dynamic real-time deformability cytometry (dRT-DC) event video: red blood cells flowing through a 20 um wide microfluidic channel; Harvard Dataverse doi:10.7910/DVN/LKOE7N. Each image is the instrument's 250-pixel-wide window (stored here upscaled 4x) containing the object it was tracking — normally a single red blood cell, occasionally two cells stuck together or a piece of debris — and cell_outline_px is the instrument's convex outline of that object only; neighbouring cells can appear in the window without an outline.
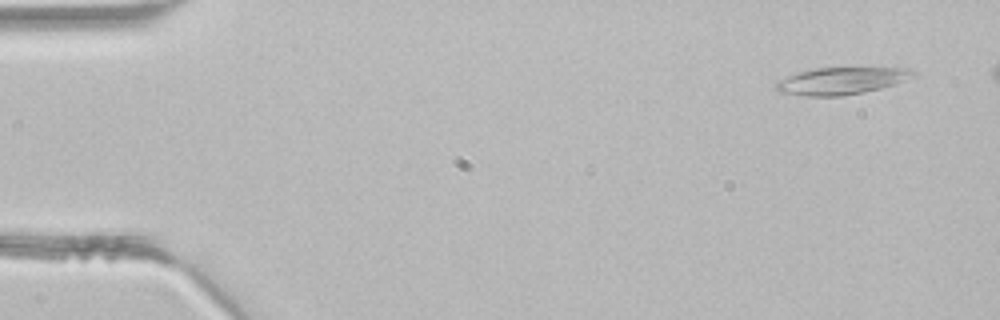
{"species": "common noctule bat (a hibernating species)", "species_latin": "Nyctalus noctula", "temperature_condition": "room temperature", "stored_images_in_passage": 4, "camera_frame_rate_fps": 3000, "um_per_image_px": 0.085, "animal": {"sex": "male", "body_mass_g": 21.5, "forearm_length_mm": 52.0}, "frame": {"image": 1, "passage_image": 1, "time_ms": 0.0, "image_size_px": [1000, 320], "cell_outline_px": [[916, 76], [896, 84], [864, 92], [840, 96], [808, 96], [780, 92], [776, 88], [776, 84], [780, 80], [788, 76], [800, 72], [816, 68], [908, 68], [916, 72]], "centroid_in_image_um": [71.57, 6.87], "position_along_channel_um": 13.4, "area_um2": 21.39}}